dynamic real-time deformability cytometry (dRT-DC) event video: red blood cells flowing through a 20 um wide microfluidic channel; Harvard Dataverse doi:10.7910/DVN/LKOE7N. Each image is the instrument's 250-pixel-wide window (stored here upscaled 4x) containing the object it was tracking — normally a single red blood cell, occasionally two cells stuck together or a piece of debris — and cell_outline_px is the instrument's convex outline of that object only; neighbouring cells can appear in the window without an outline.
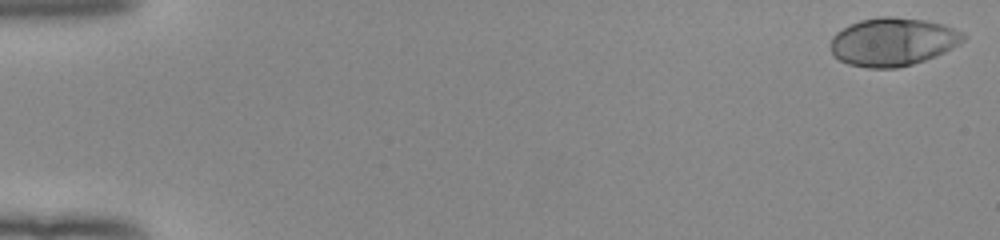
{"species": "human", "species_latin": "Homo sapiens", "temperature_condition": "room temperature", "stored_images_in_passage": 52, "camera_frame_rate_fps": 3000, "um_per_image_px": 0.085, "donor": {"sex": "female"}, "frame": {"image": 1, "passage_image": 1, "time_ms": 0.0, "image_size_px": [1000, 240], "cell_outline_px": [[968, 36], [960, 44], [936, 56], [912, 64], [896, 68], [868, 68], [848, 64], [832, 56], [832, 36], [836, 32], [860, 20], [880, 16], [892, 16], [924, 20], [944, 24], [964, 32]], "centroid_in_image_um": [75.92, 3.55], "position_along_channel_um": 9.1, "area_um2": 37.4}}
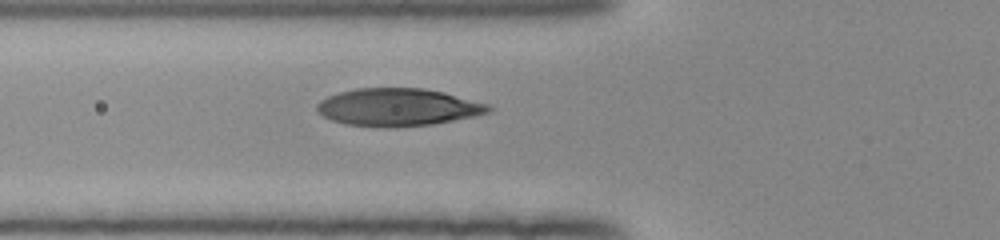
{"frame": {"image": 2, "passage_image": 20, "time_ms": 6.333, "image_size_px": [1000, 240], "cell_outline_px": [[492, 112], [432, 124], [388, 128], [380, 128], [344, 124], [332, 120], [324, 116], [316, 108], [316, 104], [320, 100], [328, 96], [340, 92], [356, 88], [420, 88], [444, 92], [492, 104]], "centroid_in_image_um": [33.84, 9.11], "position_along_channel_um": 92.0, "area_um2": 37.8}}
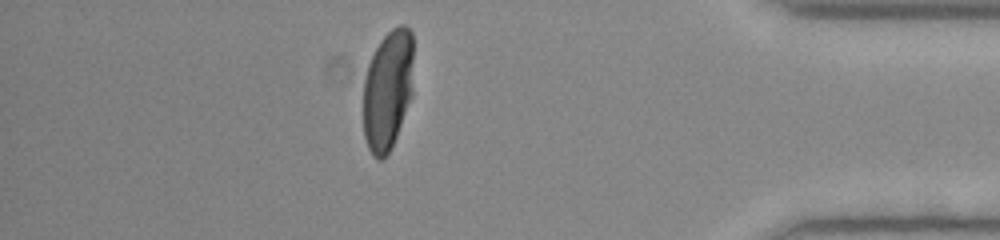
{"frame": {"image": 3, "passage_image": 46, "time_ms": 15.0, "image_size_px": [1000, 240], "cell_outline_px": [[412, 96], [396, 136], [388, 152], [380, 160], [376, 160], [372, 156], [368, 148], [364, 136], [364, 80], [368, 64], [380, 40], [392, 28], [400, 24], [404, 24], [412, 32]], "centroid_in_image_um": [32.95, 7.63], "position_along_channel_um": 402.2, "area_um2": 35.08}, "authors_computed_cell_mechanics": {"area_um2": 37.2232, "velocity_mm_per_s": 3.972, "shape_relaxation_time_tau1_ms": 3.9274, "shape_relaxation_time_tau2_ms": null, "deformation_change_tau1": 0.2371, "deformation_change_tau2": null}}